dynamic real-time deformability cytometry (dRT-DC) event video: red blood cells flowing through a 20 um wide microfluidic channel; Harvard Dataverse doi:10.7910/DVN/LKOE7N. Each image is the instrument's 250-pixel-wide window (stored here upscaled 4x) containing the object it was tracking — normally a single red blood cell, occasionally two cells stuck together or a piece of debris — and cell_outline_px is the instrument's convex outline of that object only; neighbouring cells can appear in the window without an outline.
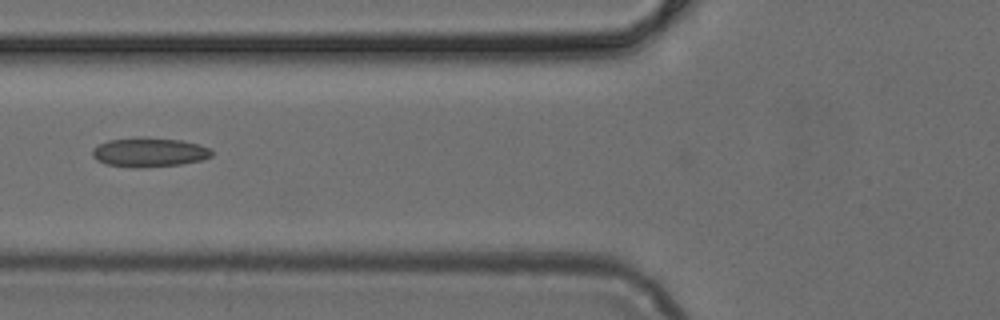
{"species": "common noctule bat (a hibernating species)", "species_latin": "Nyctalus noctula", "temperature_condition": "cold", "stored_images_in_passage": 6, "camera_frame_rate_fps": 3000, "um_per_image_px": 0.085, "animal": {"sex": "female", "body_mass_g": 24.6, "forearm_length_mm": 56.2}, "frame": {"image": 1, "passage_image": 6, "time_ms": 1.667, "image_size_px": [1000, 320], "cell_outline_px": [[212, 156], [200, 160], [180, 164], [140, 168], [108, 164], [96, 160], [92, 156], [92, 148], [108, 140], [136, 136], [140, 136], [180, 140], [200, 144], [212, 148]], "centroid_in_image_um": [12.68, 12.92], "position_along_channel_um": 113.1, "area_um2": 20.52}}